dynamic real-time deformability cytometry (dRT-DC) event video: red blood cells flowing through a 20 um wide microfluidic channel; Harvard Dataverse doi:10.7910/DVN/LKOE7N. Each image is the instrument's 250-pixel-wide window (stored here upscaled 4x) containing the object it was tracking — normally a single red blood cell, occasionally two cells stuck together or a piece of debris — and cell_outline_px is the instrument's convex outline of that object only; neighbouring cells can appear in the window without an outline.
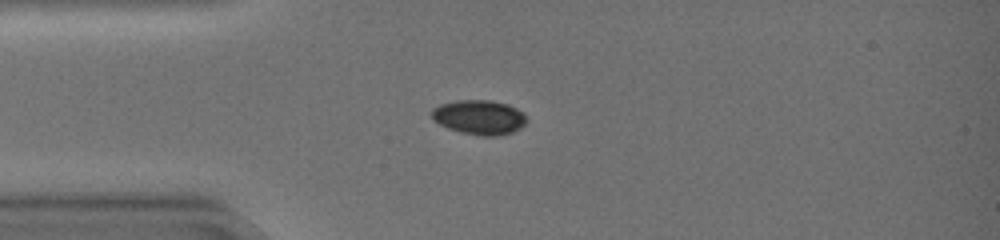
{"species": "common noctule bat (a hibernating species)", "species_latin": "Nyctalus noctula", "temperature_condition": "warm", "stored_images_in_passage": 34, "camera_frame_rate_fps": 3000, "um_per_image_px": 0.085, "animal": {"sex": "female", "body_mass_g": 19.0, "forearm_length_mm": 51.5}, "frame": {"image": 1, "passage_image": 1, "time_ms": 0.0, "image_size_px": [1000, 240], "cell_outline_px": [[524, 124], [520, 128], [512, 132], [496, 136], [480, 136], [460, 132], [448, 128], [432, 120], [432, 108], [440, 104], [456, 100], [492, 100], [508, 104], [516, 108], [524, 116]], "centroid_in_image_um": [40.69, 9.96], "position_along_channel_um": 44.3, "area_um2": 19.02}}
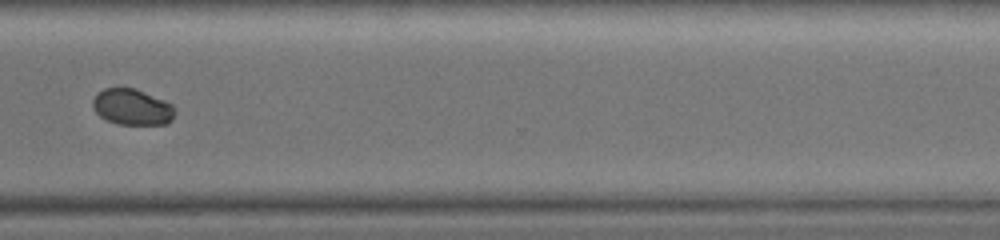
{"frame": {"image": 2, "passage_image": 24, "time_ms": 7.667, "image_size_px": [1000, 240], "cell_outline_px": [[176, 112], [172, 120], [168, 124], [116, 124], [100, 116], [92, 108], [92, 100], [96, 92], [104, 88], [136, 88], [164, 100], [172, 104], [176, 108]], "centroid_in_image_um": [11.24, 9.09], "position_along_channel_um": 359.4, "area_um2": 17.51}}
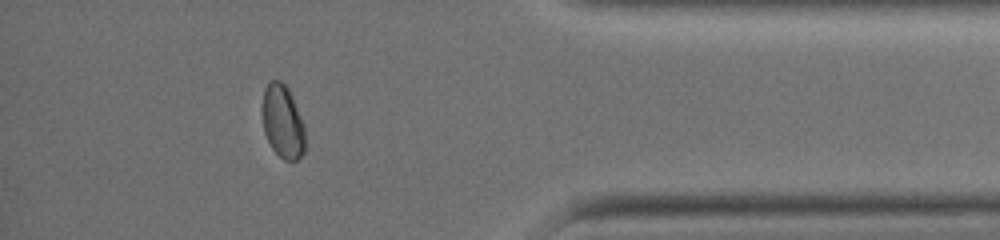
{"frame": {"image": 3, "passage_image": 29, "time_ms": 9.333, "image_size_px": [1000, 240], "cell_outline_px": [[304, 152], [296, 160], [284, 160], [272, 148], [264, 132], [260, 108], [264, 88], [272, 80], [280, 80], [288, 88], [292, 96], [304, 124]], "centroid_in_image_um": [23.99, 10.31], "position_along_channel_um": 411.2, "area_um2": 18.44}, "authors_computed_cell_mechanics": {"area_um2": 19.5942, "velocity_mm_per_s": 4.3054, "shape_relaxation_time_tau1_ms": 2.9796, "shape_relaxation_time_tau2_ms": null, "deformation_change_tau1": 0.1196, "deformation_change_tau2": null}}